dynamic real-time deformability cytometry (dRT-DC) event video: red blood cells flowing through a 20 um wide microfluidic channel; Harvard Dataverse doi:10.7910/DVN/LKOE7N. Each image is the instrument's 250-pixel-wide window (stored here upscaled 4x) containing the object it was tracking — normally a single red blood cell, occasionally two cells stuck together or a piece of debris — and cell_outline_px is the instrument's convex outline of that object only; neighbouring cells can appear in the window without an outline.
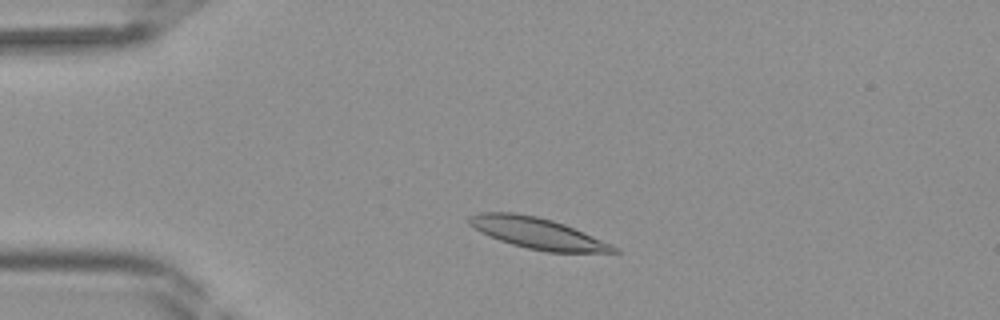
{"species": "Egyptian fruit bat (a non-hibernating species)", "species_latin": "Rousettus aegyptiacus", "temperature_condition": "room temperature", "stored_images_in_passage": 36, "camera_frame_rate_fps": 3000, "um_per_image_px": 0.085, "frame": {"image": 1, "passage_image": 3, "time_ms": 0.667, "image_size_px": [1000, 320], "cell_outline_px": [[620, 252], [548, 252], [528, 248], [512, 244], [488, 236], [468, 224], [468, 216], [480, 212], [512, 212], [536, 216], [552, 220], [564, 224], [612, 244], [620, 248]], "centroid_in_image_um": [45.67, 19.82], "position_along_channel_um": 39.3, "area_um2": 26.01}}
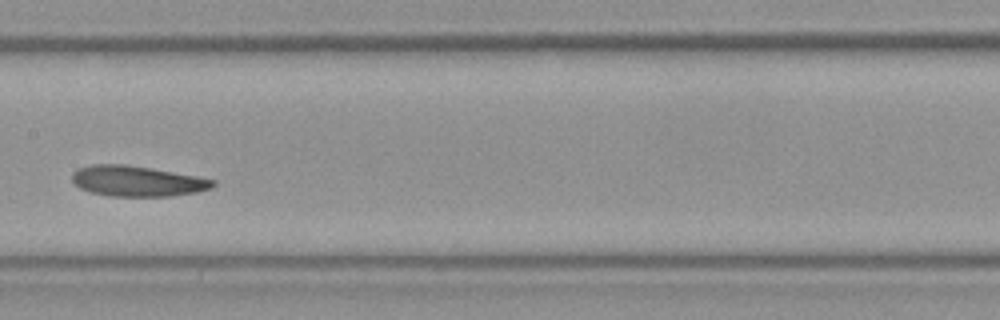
{"frame": {"image": 2, "passage_image": 15, "time_ms": 4.667, "image_size_px": [1000, 320], "cell_outline_px": [[216, 184], [212, 188], [196, 192], [168, 196], [112, 196], [92, 192], [80, 188], [72, 180], [72, 172], [80, 168], [92, 164], [124, 164], [196, 176], [216, 180]], "centroid_in_image_um": [11.66, 15.39], "position_along_channel_um": 195.7, "area_um2": 24.74}}
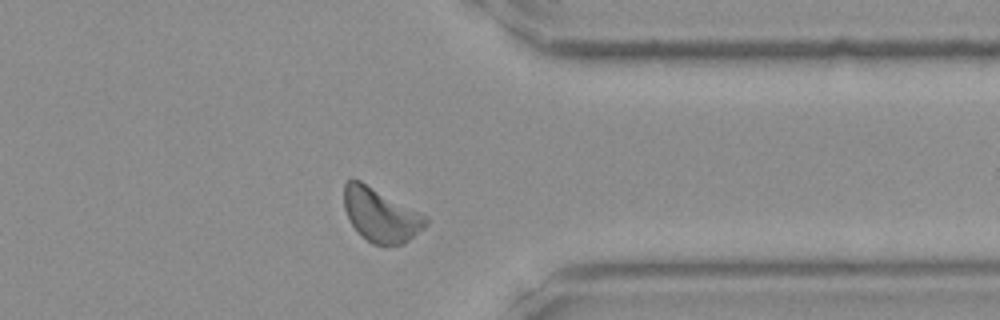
{"frame": {"image": 3, "passage_image": 27, "time_ms": 8.667, "image_size_px": [1000, 320], "cell_outline_px": [[428, 224], [424, 228], [404, 244], [372, 244], [360, 236], [352, 224], [344, 208], [344, 184], [348, 180], [360, 180], [428, 216]], "centroid_in_image_um": [32.37, 18.28], "position_along_channel_um": 379.0, "area_um2": 25.49}}